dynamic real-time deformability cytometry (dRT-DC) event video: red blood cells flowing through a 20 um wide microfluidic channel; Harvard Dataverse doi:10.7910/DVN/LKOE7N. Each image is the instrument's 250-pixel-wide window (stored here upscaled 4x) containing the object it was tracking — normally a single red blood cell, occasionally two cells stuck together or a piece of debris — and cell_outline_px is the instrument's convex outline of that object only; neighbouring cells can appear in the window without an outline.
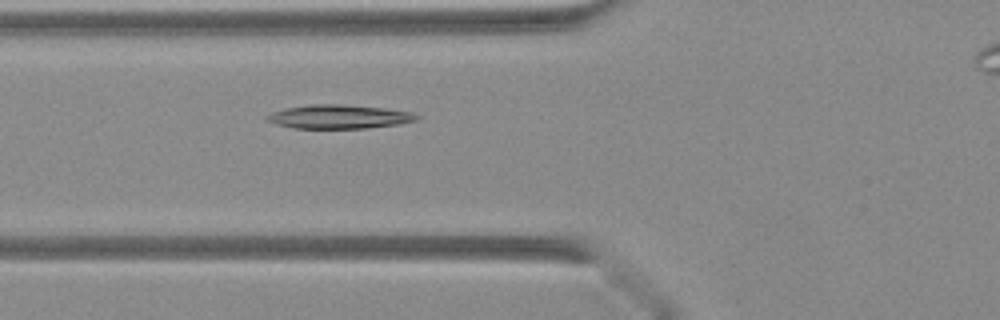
{"species": "Egyptian fruit bat (a non-hibernating species)", "species_latin": "Rousettus aegyptiacus", "temperature_condition": "warm", "stored_images_in_passage": 28, "camera_frame_rate_fps": 3000, "um_per_image_px": 0.085, "animal": {"sex": "female"}, "frame": {"image": 1, "passage_image": 5, "time_ms": 1.333, "image_size_px": [1000, 320], "cell_outline_px": [[420, 116], [416, 120], [400, 124], [368, 128], [292, 128], [276, 124], [264, 120], [264, 116], [272, 112], [284, 108], [312, 104], [340, 104], [384, 108], [412, 112]], "centroid_in_image_um": [28.78, 9.92], "position_along_channel_um": 97.0, "area_um2": 20.92}}
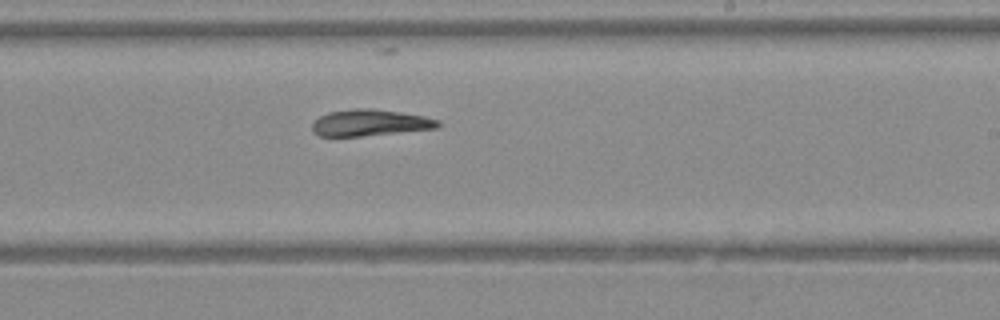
{"frame": {"image": 2, "passage_image": 15, "time_ms": 4.667, "image_size_px": [1000, 320], "cell_outline_px": [[440, 124], [436, 128], [360, 136], [320, 136], [312, 132], [312, 124], [320, 116], [328, 112], [352, 108], [372, 108], [400, 112], [424, 116], [440, 120]], "centroid_in_image_um": [31.42, 10.42], "position_along_channel_um": 257.6, "area_um2": 19.31}}
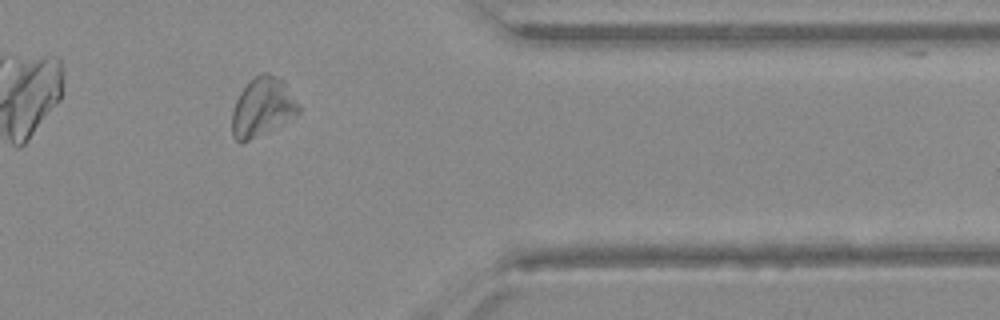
{"frame": {"image": 3, "passage_image": 24, "time_ms": 7.667, "image_size_px": [1000, 320], "cell_outline_px": [[300, 112], [248, 140], [240, 144], [232, 136], [232, 112], [236, 100], [240, 92], [260, 72], [268, 72], [276, 76], [280, 80], [300, 108]], "centroid_in_image_um": [22.23, 9.1], "position_along_channel_um": 389.2, "area_um2": 21.68}}